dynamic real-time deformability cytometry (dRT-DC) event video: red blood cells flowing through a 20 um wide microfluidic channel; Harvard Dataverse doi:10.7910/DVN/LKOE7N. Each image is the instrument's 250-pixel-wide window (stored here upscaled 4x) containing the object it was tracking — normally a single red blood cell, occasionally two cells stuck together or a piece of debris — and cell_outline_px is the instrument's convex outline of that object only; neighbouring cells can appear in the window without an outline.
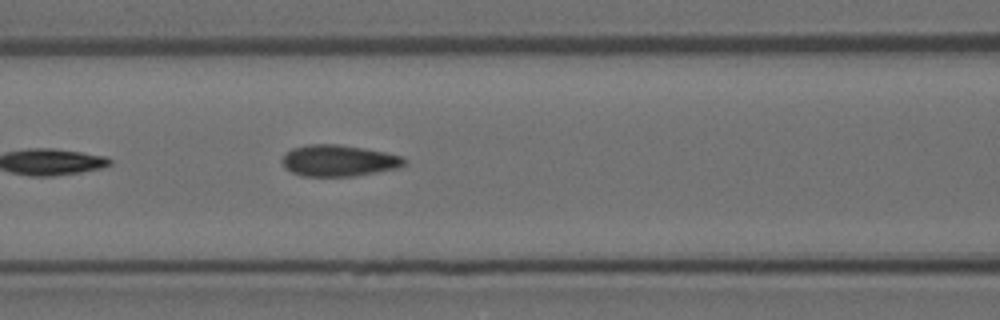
{"species": "Egyptian fruit bat (a non-hibernating species)", "species_latin": "Rousettus aegyptiacus", "temperature_condition": "room temperature", "stored_images_in_passage": 6, "camera_frame_rate_fps": 3000, "um_per_image_px": 0.085, "animal": {"sex": "female"}, "frame": {"image": 1, "passage_image": 6, "time_ms": 1.667, "image_size_px": [1000, 320], "cell_outline_px": [[408, 164], [400, 168], [352, 176], [300, 176], [284, 168], [280, 160], [292, 148], [308, 144], [336, 144], [364, 148], [404, 156], [408, 160]], "centroid_in_image_um": [28.82, 13.65], "position_along_channel_um": 137.8, "area_um2": 22.6}}